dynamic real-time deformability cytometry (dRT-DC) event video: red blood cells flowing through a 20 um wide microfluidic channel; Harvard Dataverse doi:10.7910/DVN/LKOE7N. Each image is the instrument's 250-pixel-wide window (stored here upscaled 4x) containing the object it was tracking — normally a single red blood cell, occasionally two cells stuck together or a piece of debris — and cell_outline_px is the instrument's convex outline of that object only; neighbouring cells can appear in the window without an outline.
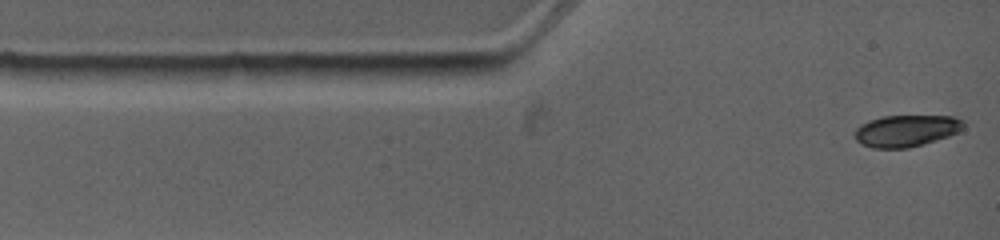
{"species": "common noctule bat (a hibernating species)", "species_latin": "Nyctalus noctula", "temperature_condition": "warm", "stored_images_in_passage": 3, "camera_frame_rate_fps": 4500, "um_per_image_px": 0.085, "animal": {"sex": "female", "body_mass_g": 19.0, "forearm_length_mm": 53.3}, "frame": {"image": 1, "passage_image": 1, "time_ms": 0.0, "image_size_px": [1000, 240], "cell_outline_px": [[964, 128], [948, 136], [936, 140], [908, 148], [872, 148], [856, 140], [856, 128], [860, 124], [868, 120], [880, 116], [952, 116], [964, 120]], "centroid_in_image_um": [77.03, 11.1], "position_along_channel_um": 8.0, "area_um2": 20.0}}
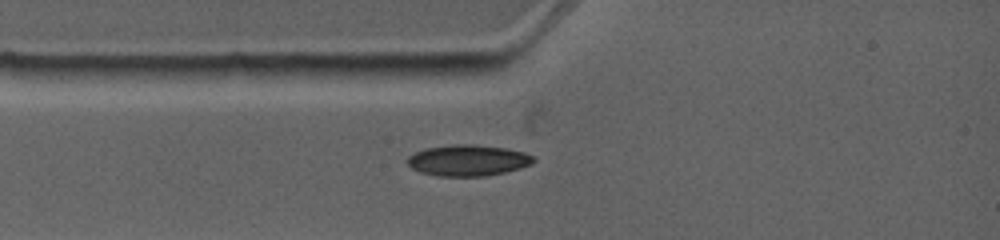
{"frame": {"image": 2, "passage_image": 3, "time_ms": 2.0, "image_size_px": [1000, 240], "cell_outline_px": [[536, 160], [532, 164], [520, 168], [504, 172], [484, 176], [436, 176], [420, 172], [412, 168], [408, 164], [408, 156], [424, 148], [452, 144], [472, 144], [504, 148], [524, 152], [532, 156]], "centroid_in_image_um": [39.76, 13.63], "position_along_channel_um": 45.2, "area_um2": 22.83}}